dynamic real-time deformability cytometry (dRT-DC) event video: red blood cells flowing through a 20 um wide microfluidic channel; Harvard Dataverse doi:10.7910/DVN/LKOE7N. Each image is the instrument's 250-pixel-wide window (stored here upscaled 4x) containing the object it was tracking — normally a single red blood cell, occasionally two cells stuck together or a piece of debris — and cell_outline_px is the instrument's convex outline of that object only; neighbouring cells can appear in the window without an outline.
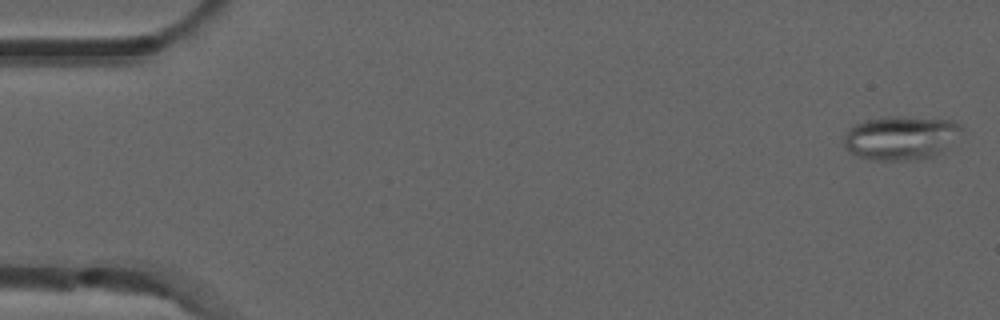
{"species": "common noctule bat (a hibernating species)", "species_latin": "Nyctalus noctula", "temperature_condition": "room temperature", "stored_images_in_passage": 4, "camera_frame_rate_fps": 3000, "um_per_image_px": 0.085, "animal": {"sex": "male", "forearm_length_mm": 52.5}, "frame": {"image": 1, "passage_image": 1, "time_ms": 0.0, "image_size_px": [1000, 320], "cell_outline_px": [[964, 128], [944, 148], [932, 156], [908, 160], [868, 160], [856, 156], [848, 152], [844, 144], [844, 136], [848, 128], [864, 120], [884, 116], [896, 116], [952, 120], [960, 124]], "centroid_in_image_um": [76.48, 11.7], "position_along_channel_um": 8.5, "area_um2": 29.94}}